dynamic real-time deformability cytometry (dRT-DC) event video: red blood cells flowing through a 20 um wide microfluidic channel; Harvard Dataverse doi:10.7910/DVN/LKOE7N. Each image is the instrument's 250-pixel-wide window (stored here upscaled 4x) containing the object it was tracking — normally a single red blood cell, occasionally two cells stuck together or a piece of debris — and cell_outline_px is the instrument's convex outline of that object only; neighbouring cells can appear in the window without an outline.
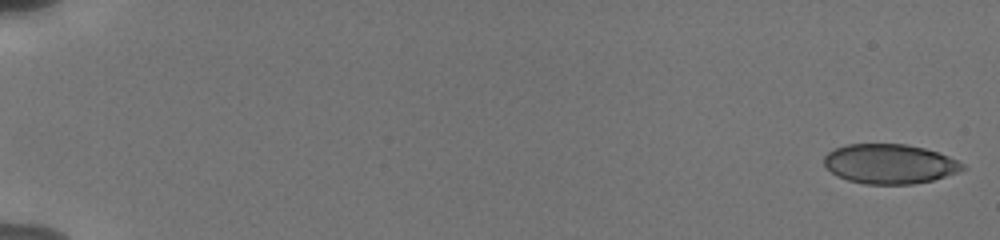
{"species": "human", "species_latin": "Homo sapiens", "temperature_condition": "cold", "stored_images_in_passage": 38, "camera_frame_rate_fps": 3000, "um_per_image_px": 0.085, "donor": {"sex": "male"}, "frame": {"image": 1, "passage_image": 1, "time_ms": 0.0, "image_size_px": [1000, 240], "cell_outline_px": [[968, 168], [932, 180], [912, 184], [864, 184], [848, 180], [836, 176], [824, 164], [824, 156], [828, 152], [836, 148], [848, 144], [904, 144], [924, 148], [948, 156], [964, 164]], "centroid_in_image_um": [75.6, 13.93], "position_along_channel_um": 9.4, "area_um2": 31.79}}
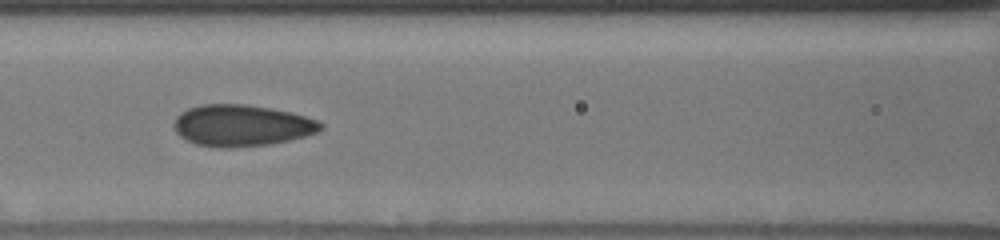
{"frame": {"image": 2, "passage_image": 26, "time_ms": 8.667, "image_size_px": [1000, 240], "cell_outline_px": [[324, 128], [316, 132], [304, 136], [272, 144], [228, 148], [216, 148], [196, 144], [180, 136], [176, 132], [172, 124], [176, 116], [180, 112], [188, 108], [200, 104], [248, 104], [272, 108], [292, 112], [320, 120], [324, 124]], "centroid_in_image_um": [20.54, 10.66], "position_along_channel_um": 146.1, "area_um2": 35.95}}
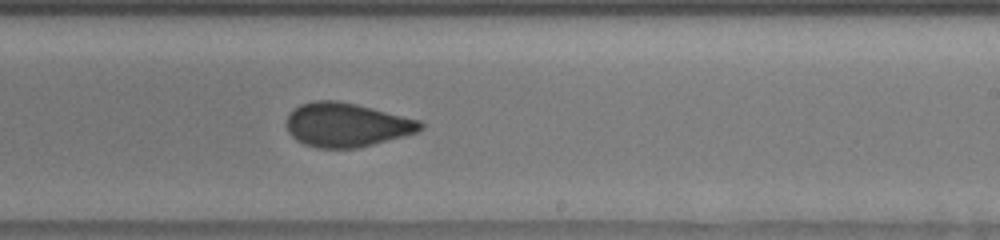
{"frame": {"image": 3, "passage_image": 38, "time_ms": 11.667, "image_size_px": [1000, 240], "cell_outline_px": [[424, 128], [416, 132], [404, 136], [356, 148], [316, 148], [304, 144], [296, 140], [288, 132], [288, 116], [300, 104], [312, 100], [336, 100], [356, 104], [420, 120], [424, 124]], "centroid_in_image_um": [29.46, 10.61], "position_along_channel_um": 259.5, "area_um2": 34.1}}